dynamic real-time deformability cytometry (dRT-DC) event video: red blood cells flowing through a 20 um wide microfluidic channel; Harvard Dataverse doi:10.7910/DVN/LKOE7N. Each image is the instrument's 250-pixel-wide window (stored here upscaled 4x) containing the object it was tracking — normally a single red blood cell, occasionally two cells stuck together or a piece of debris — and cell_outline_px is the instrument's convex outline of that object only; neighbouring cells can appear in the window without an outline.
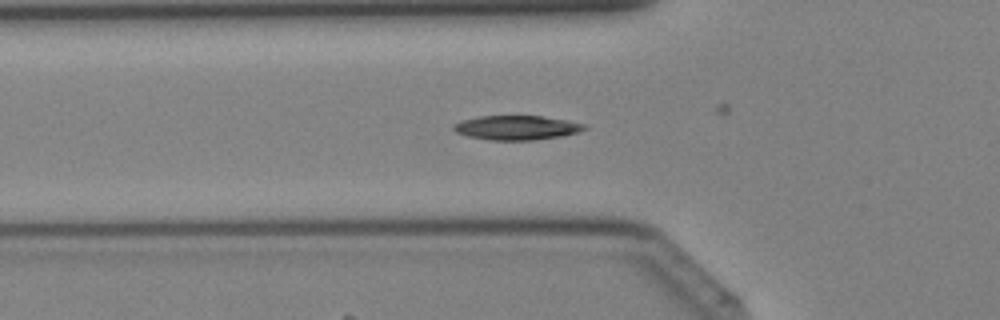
{"species": "Egyptian fruit bat (a non-hibernating species)", "species_latin": "Rousettus aegyptiacus", "temperature_condition": "cold", "stored_images_in_passage": 42, "camera_frame_rate_fps": 3000, "um_per_image_px": 0.085, "animal": {"sex": "female"}, "frame": {"image": 1, "passage_image": 15, "time_ms": 4.667, "image_size_px": [1000, 320], "cell_outline_px": [[588, 128], [580, 132], [564, 136], [532, 140], [488, 140], [468, 136], [456, 132], [452, 128], [452, 124], [460, 120], [480, 116], [544, 116], [568, 120], [588, 124]], "centroid_in_image_um": [43.96, 10.85], "position_along_channel_um": 81.8, "area_um2": 18.9}}
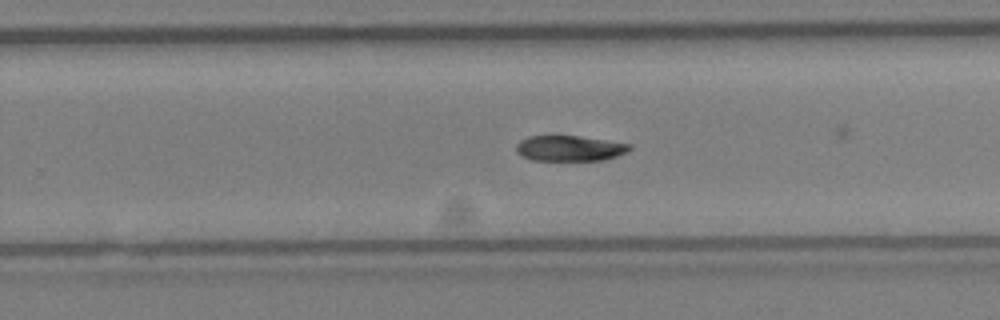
{"frame": {"image": 2, "passage_image": 27, "time_ms": 8.667, "image_size_px": [1000, 320], "cell_outline_px": [[632, 148], [628, 152], [604, 160], [532, 160], [516, 152], [516, 144], [520, 140], [528, 136], [576, 136], [632, 144]], "centroid_in_image_um": [48.43, 12.61], "position_along_channel_um": 281.4, "area_um2": 16.76}}
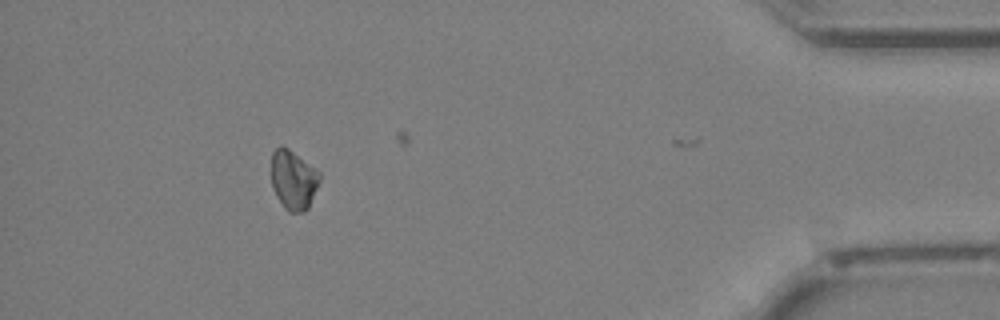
{"frame": {"image": 3, "passage_image": 38, "time_ms": 12.333, "image_size_px": [1000, 320], "cell_outline_px": [[320, 180], [308, 208], [304, 212], [288, 212], [284, 208], [276, 196], [272, 188], [272, 152], [276, 148], [288, 148], [316, 168], [320, 172]], "centroid_in_image_um": [24.94, 15.31], "position_along_channel_um": 410.3, "area_um2": 16.65}}